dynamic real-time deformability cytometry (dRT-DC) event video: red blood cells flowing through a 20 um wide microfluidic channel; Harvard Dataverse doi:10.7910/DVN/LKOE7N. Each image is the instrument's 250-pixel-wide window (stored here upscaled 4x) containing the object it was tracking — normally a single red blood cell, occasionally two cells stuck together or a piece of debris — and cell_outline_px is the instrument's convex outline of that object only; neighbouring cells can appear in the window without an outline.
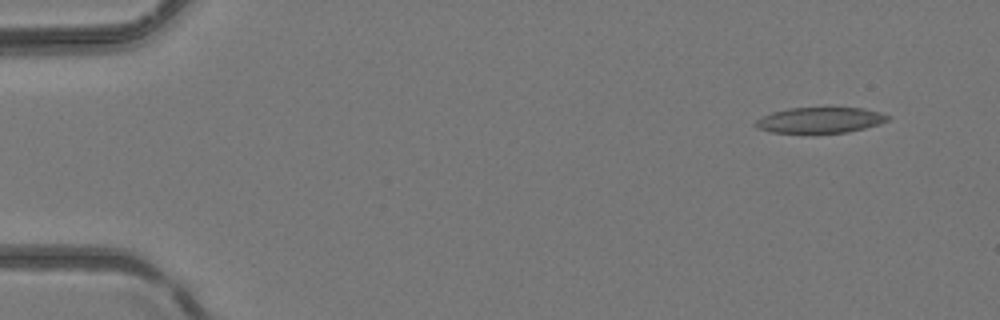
{"species": "common noctule bat (a hibernating species)", "species_latin": "Nyctalus noctula", "temperature_condition": "room temperature", "stored_images_in_passage": 6, "camera_frame_rate_fps": 3000, "um_per_image_px": 0.085, "animal": {"sex": "female", "body_mass_g": 24.6, "forearm_length_mm": 56.2}, "frame": {"image": 1, "passage_image": 1, "time_ms": 0.0, "image_size_px": [1000, 320], "cell_outline_px": [[892, 116], [888, 120], [880, 124], [848, 132], [816, 136], [768, 132], [756, 128], [752, 124], [756, 120], [772, 112], [788, 108], [864, 108], [880, 112]], "centroid_in_image_um": [69.66, 10.27], "position_along_channel_um": 15.3, "area_um2": 20.87}}
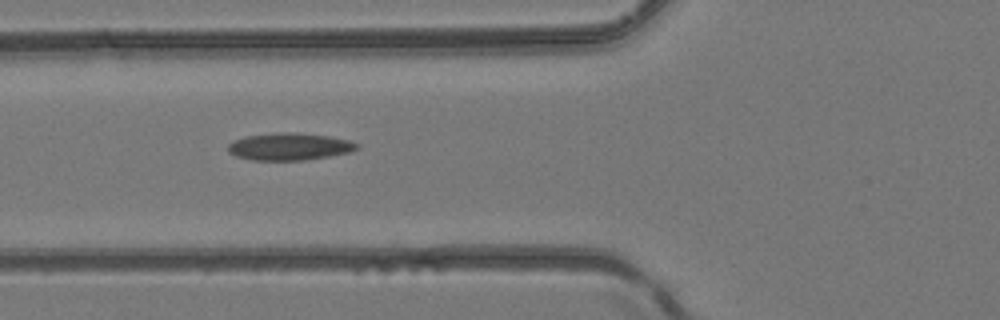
{"frame": {"image": 2, "passage_image": 5, "time_ms": 1.333, "image_size_px": [1000, 320], "cell_outline_px": [[360, 148], [348, 152], [328, 156], [304, 160], [252, 160], [236, 156], [228, 152], [228, 144], [232, 140], [244, 136], [276, 132], [296, 132], [328, 136], [348, 140], [360, 144]], "centroid_in_image_um": [24.57, 12.45], "position_along_channel_um": 101.2, "area_um2": 20.58}}
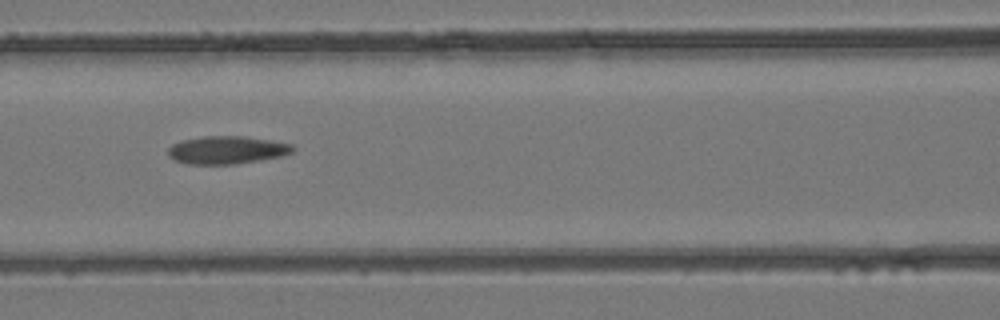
{"frame": {"image": 3, "passage_image": 6, "time_ms": 1.667, "image_size_px": [1000, 320], "cell_outline_px": [[296, 152], [284, 156], [236, 164], [188, 164], [172, 160], [168, 156], [168, 148], [172, 144], [184, 140], [204, 136], [244, 136], [272, 140], [292, 144], [296, 148]], "centroid_in_image_um": [19.33, 12.75], "position_along_channel_um": 147.3, "area_um2": 20.58}}